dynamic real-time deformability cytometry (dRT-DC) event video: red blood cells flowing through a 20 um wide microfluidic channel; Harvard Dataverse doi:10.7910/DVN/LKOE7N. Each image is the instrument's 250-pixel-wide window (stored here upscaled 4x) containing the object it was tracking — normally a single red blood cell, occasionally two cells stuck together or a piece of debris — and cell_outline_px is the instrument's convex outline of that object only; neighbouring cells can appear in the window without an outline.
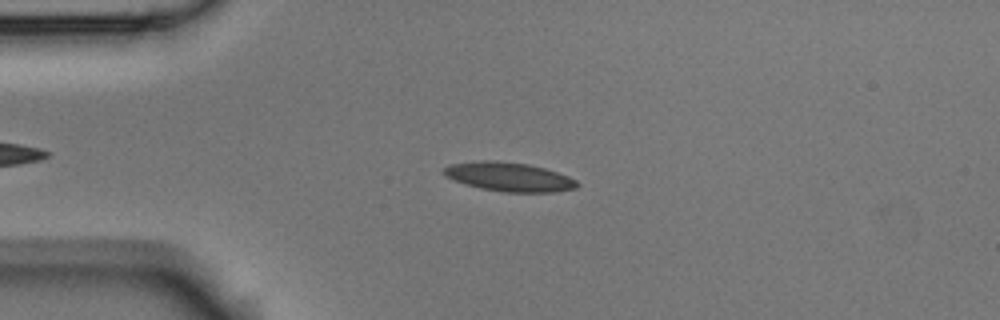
{"species": "Egyptian fruit bat (a non-hibernating species)", "species_latin": "Rousettus aegyptiacus", "temperature_condition": "room temperature", "stored_images_in_passage": 48, "camera_frame_rate_fps": 3000, "um_per_image_px": 0.085, "animal": {"sex": "male"}, "frame": {"image": 1, "passage_image": 12, "time_ms": 3.667, "image_size_px": [1000, 320], "cell_outline_px": [[580, 184], [576, 188], [556, 192], [504, 192], [480, 188], [464, 184], [444, 176], [440, 172], [448, 164], [480, 160], [492, 160], [528, 164], [544, 168], [568, 176], [576, 180]], "centroid_in_image_um": [43.22, 15.03], "position_along_channel_um": 41.8, "area_um2": 22.72}}
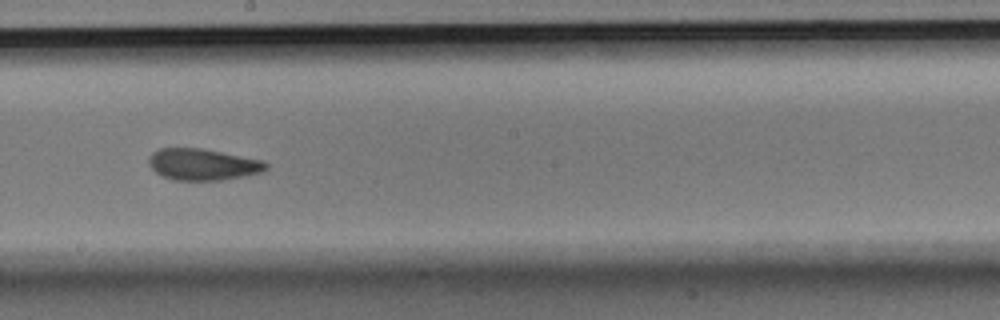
{"frame": {"image": 2, "passage_image": 29, "time_ms": 9.333, "image_size_px": [1000, 320], "cell_outline_px": [[268, 168], [264, 172], [244, 176], [220, 180], [172, 180], [156, 172], [148, 164], [148, 156], [152, 152], [160, 148], [204, 148], [264, 160], [268, 164]], "centroid_in_image_um": [17.26, 13.96], "position_along_channel_um": 230.9, "area_um2": 21.79}}
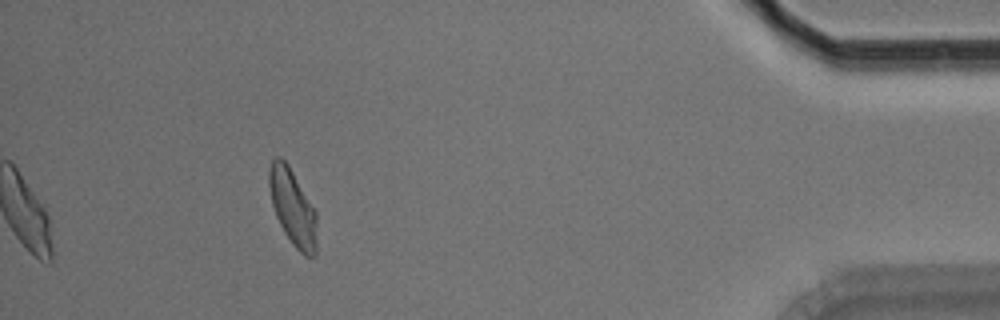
{"frame": {"image": 3, "passage_image": 48, "time_ms": 15.667, "image_size_px": [1000, 320], "cell_outline_px": [[316, 256], [304, 256], [292, 244], [284, 232], [276, 216], [272, 204], [268, 184], [268, 168], [272, 160], [276, 156], [280, 156], [288, 164], [316, 212]], "centroid_in_image_um": [24.86, 17.62], "position_along_channel_um": 410.3, "area_um2": 21.15}, "authors_computed_cell_mechanics": {"area_um2": 21.4438, "velocity_mm_per_s": 3.7321, "shape_relaxation_time_tau1_ms": 4.6177, "shape_relaxation_time_tau2_ms": 1.7625, "deformation_change_tau1": 0.1284, "deformation_change_tau2": 0.0868}}